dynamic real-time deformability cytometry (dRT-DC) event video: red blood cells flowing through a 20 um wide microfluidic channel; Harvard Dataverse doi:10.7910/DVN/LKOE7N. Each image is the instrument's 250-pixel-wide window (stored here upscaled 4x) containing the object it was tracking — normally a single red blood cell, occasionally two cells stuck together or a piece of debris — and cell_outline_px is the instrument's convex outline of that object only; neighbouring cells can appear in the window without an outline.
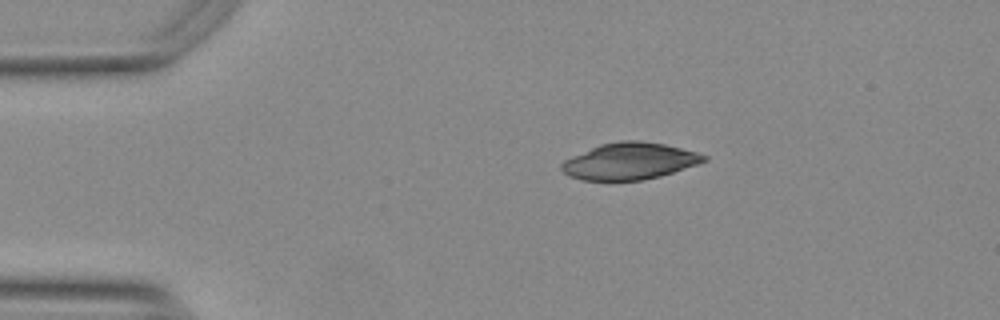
{"species": "Egyptian fruit bat (a non-hibernating species)", "species_latin": "Rousettus aegyptiacus", "temperature_condition": "warm", "stored_images_in_passage": 44, "camera_frame_rate_fps": 3000, "um_per_image_px": 0.085, "animal": {"sex": "female"}, "frame": {"image": 1, "passage_image": 1, "time_ms": 0.0, "image_size_px": [1000, 320], "cell_outline_px": [[708, 160], [660, 176], [640, 180], [584, 180], [568, 176], [560, 168], [560, 164], [564, 160], [572, 156], [600, 144], [620, 140], [640, 140], [664, 144], [696, 152], [708, 156]], "centroid_in_image_um": [53.48, 13.69], "position_along_channel_um": 31.5, "area_um2": 30.23}}
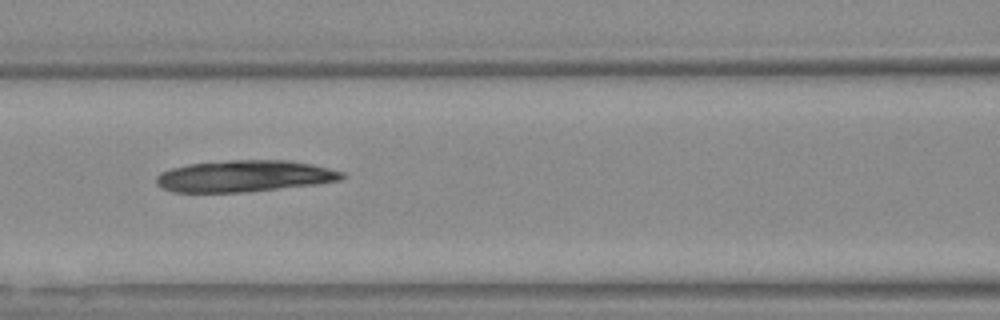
{"frame": {"image": 2, "passage_image": 14, "time_ms": 4.333, "image_size_px": [1000, 320], "cell_outline_px": [[344, 176], [340, 180], [316, 184], [244, 192], [172, 192], [156, 184], [156, 176], [160, 172], [172, 168], [188, 164], [228, 160], [288, 160], [312, 164], [344, 172]], "centroid_in_image_um": [20.75, 14.96], "position_along_channel_um": 145.9, "area_um2": 34.04}}
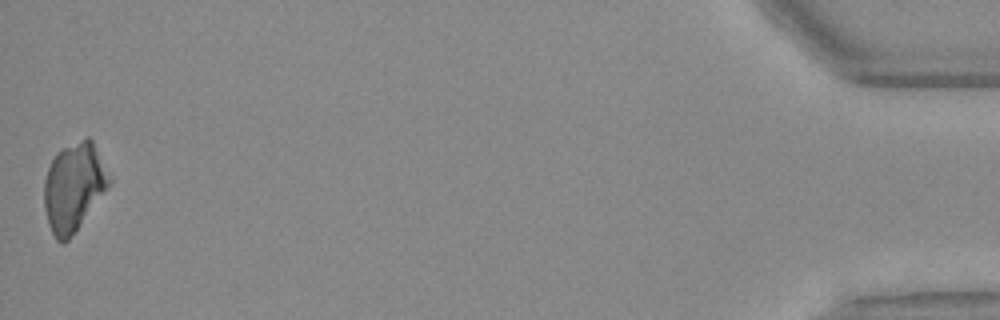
{"frame": {"image": 3, "passage_image": 44, "time_ms": 14.333, "image_size_px": [1000, 320], "cell_outline_px": [[112, 180], [68, 240], [64, 244], [60, 244], [56, 240], [48, 224], [44, 208], [44, 180], [48, 168], [56, 152], [88, 136], [92, 140], [112, 176]], "centroid_in_image_um": [6.25, 15.88], "position_along_channel_um": 428.9, "area_um2": 33.06}}